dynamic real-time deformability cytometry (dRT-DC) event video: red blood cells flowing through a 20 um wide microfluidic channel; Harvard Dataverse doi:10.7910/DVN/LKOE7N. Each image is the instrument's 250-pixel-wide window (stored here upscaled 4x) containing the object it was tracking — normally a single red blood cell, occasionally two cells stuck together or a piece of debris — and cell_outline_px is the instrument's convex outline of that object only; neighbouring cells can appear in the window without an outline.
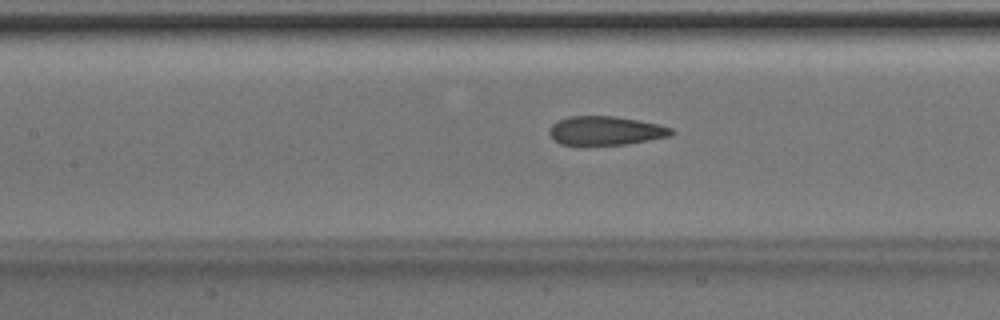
{"species": "Egyptian fruit bat (a non-hibernating species)", "species_latin": "Rousettus aegyptiacus", "temperature_condition": "room temperature", "stored_images_in_passage": 26, "camera_frame_rate_fps": 3000, "um_per_image_px": 0.085, "animal": {"sex": "male"}, "frame": {"image": 1, "passage_image": 8, "time_ms": 2.333, "image_size_px": [1000, 320], "cell_outline_px": [[676, 132], [672, 136], [624, 144], [580, 148], [576, 148], [560, 144], [548, 132], [548, 128], [552, 124], [568, 116], [616, 116], [640, 120], [672, 128]], "centroid_in_image_um": [51.43, 11.15], "position_along_channel_um": 156.0, "area_um2": 21.33}}
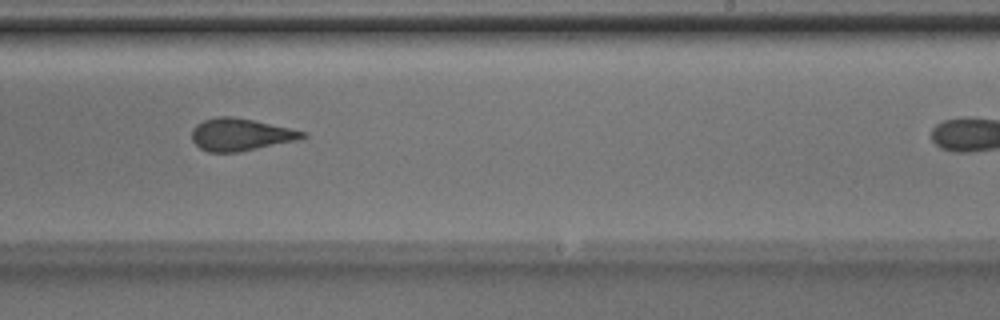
{"frame": {"image": 2, "passage_image": 16, "time_ms": 5.0, "image_size_px": [1000, 320], "cell_outline_px": [[308, 136], [296, 140], [236, 152], [208, 152], [200, 148], [192, 140], [192, 128], [196, 124], [204, 120], [216, 116], [232, 116], [252, 120], [308, 132]], "centroid_in_image_um": [20.42, 11.43], "position_along_channel_um": 268.6, "area_um2": 20.63}}
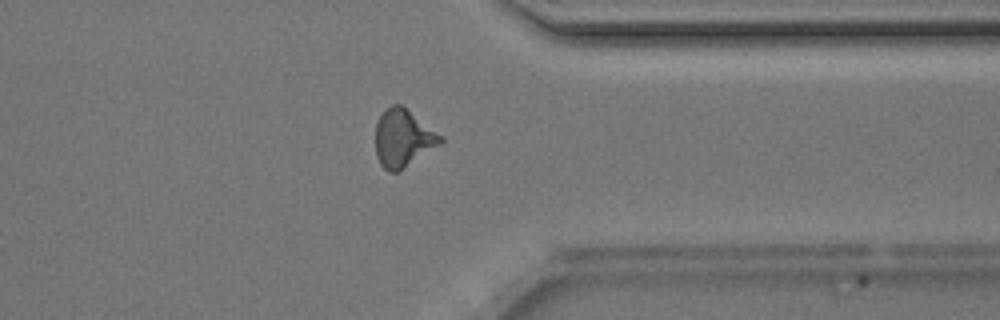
{"frame": {"image": 3, "passage_image": 24, "time_ms": 7.667, "image_size_px": [1000, 320], "cell_outline_px": [[444, 140], [440, 144], [400, 172], [388, 172], [380, 164], [376, 156], [376, 124], [380, 116], [392, 104], [400, 104], [444, 136]], "centroid_in_image_um": [34.28, 11.78], "position_along_channel_um": 377.1, "area_um2": 21.85}}